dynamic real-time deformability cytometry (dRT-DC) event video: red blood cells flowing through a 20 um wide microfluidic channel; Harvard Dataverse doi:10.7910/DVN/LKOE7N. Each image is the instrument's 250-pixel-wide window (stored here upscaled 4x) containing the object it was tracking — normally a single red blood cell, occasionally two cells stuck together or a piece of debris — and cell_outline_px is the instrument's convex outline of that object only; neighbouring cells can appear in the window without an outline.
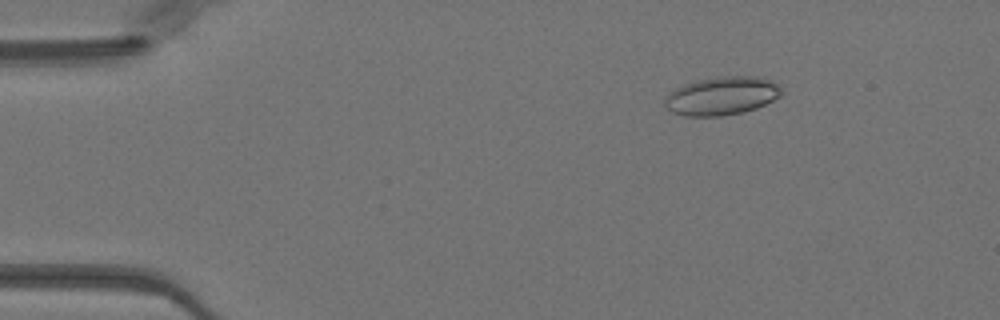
{"species": "Egyptian fruit bat (a non-hibernating species)", "species_latin": "Rousettus aegyptiacus", "temperature_condition": "warm", "stored_images_in_passage": 51, "camera_frame_rate_fps": 3000, "um_per_image_px": 0.085, "animal": {"sex": "female"}, "frame": {"image": 1, "passage_image": 8, "time_ms": 2.333, "image_size_px": [1000, 320], "cell_outline_px": [[780, 96], [756, 108], [744, 112], [720, 116], [684, 116], [672, 112], [664, 104], [668, 96], [676, 88], [684, 84], [696, 80], [720, 76], [760, 76], [776, 84], [780, 88]], "centroid_in_image_um": [61.34, 8.15], "position_along_channel_um": 23.7, "area_um2": 25.78}}
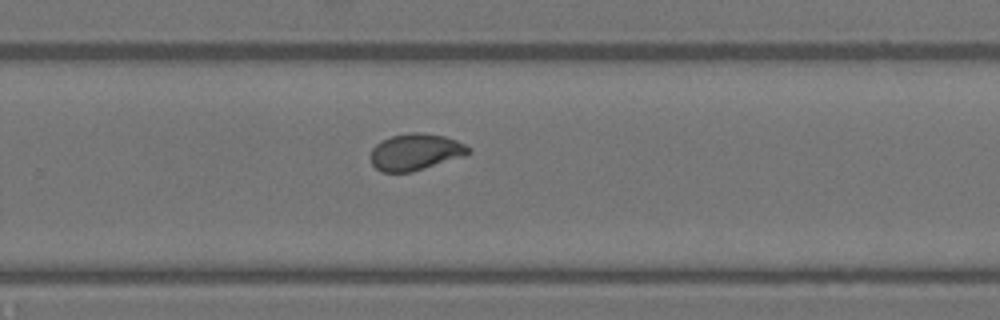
{"frame": {"image": 2, "passage_image": 34, "time_ms": 11.0, "image_size_px": [1000, 320], "cell_outline_px": [[472, 152], [464, 156], [412, 172], [384, 172], [376, 168], [372, 164], [372, 148], [376, 144], [392, 136], [412, 132], [424, 132], [444, 136], [456, 140], [472, 148]], "centroid_in_image_um": [35.36, 12.91], "position_along_channel_um": 294.4, "area_um2": 20.75}}
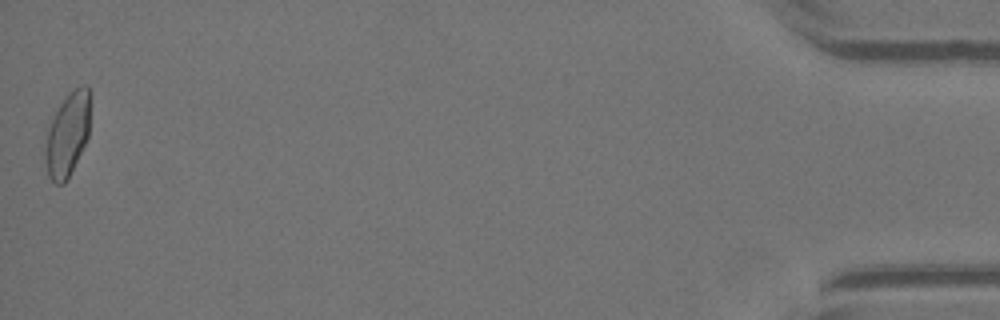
{"frame": {"image": 3, "passage_image": 51, "time_ms": 16.667, "image_size_px": [1000, 320], "cell_outline_px": [[92, 96], [88, 136], [68, 180], [64, 184], [56, 184], [48, 176], [44, 152], [48, 128], [60, 104], [68, 92], [84, 84], [88, 84]], "centroid_in_image_um": [5.78, 11.38], "position_along_channel_um": 429.4, "area_um2": 22.25}}